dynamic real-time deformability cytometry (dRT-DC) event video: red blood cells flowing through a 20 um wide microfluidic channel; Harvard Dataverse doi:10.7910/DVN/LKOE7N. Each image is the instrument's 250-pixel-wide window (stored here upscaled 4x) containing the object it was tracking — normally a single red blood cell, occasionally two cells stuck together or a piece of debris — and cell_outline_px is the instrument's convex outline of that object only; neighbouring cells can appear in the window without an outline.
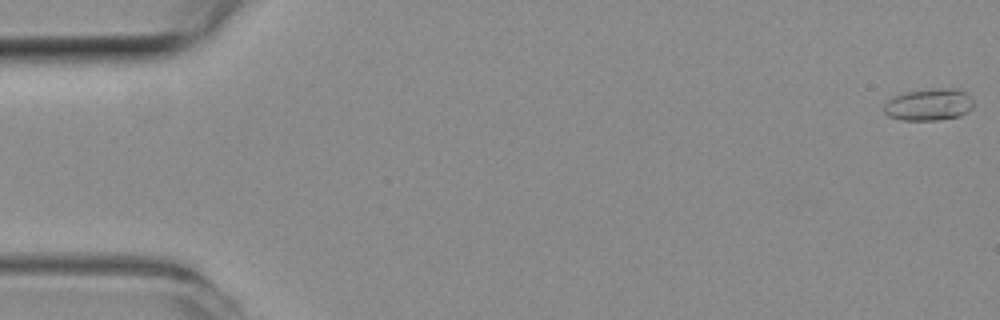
{"species": "common noctule bat (a hibernating species)", "species_latin": "Nyctalus noctula", "temperature_condition": "room temperature", "stored_images_in_passage": 11, "camera_frame_rate_fps": 3000, "um_per_image_px": 0.085, "animal": {"sex": "female", "body_mass_g": 19.3, "forearm_length_mm": 54.1}, "frame": {"image": 1, "passage_image": 1, "time_ms": 0.0, "image_size_px": [1000, 320], "cell_outline_px": [[972, 108], [968, 112], [960, 116], [936, 120], [900, 120], [888, 116], [884, 112], [884, 104], [892, 96], [900, 92], [936, 88], [956, 88], [968, 92], [972, 100]], "centroid_in_image_um": [78.94, 8.87], "position_along_channel_um": 6.1, "area_um2": 17.05}}